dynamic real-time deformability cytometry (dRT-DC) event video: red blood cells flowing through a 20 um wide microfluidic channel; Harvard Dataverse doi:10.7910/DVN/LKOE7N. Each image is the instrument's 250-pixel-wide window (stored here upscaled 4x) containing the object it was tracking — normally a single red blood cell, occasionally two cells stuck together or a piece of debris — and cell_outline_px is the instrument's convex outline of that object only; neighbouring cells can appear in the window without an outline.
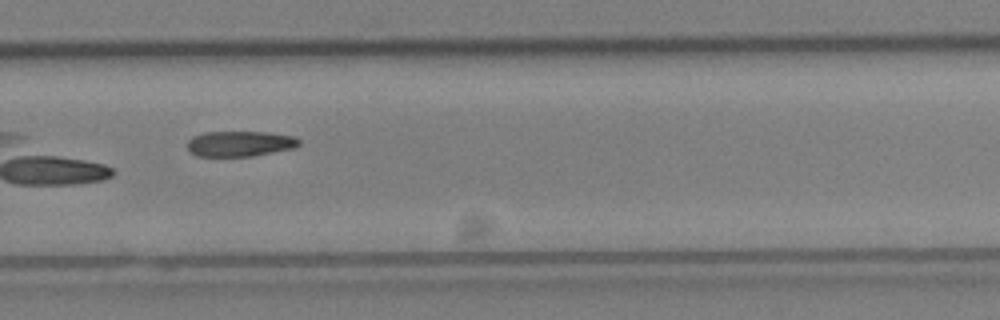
{"species": "Egyptian fruit bat (a non-hibernating species)", "species_latin": "Rousettus aegyptiacus", "temperature_condition": "cold", "stored_images_in_passage": 32, "camera_frame_rate_fps": 3000, "um_per_image_px": 0.085, "animal": {"sex": "female"}, "frame": {"image": 1, "passage_image": 23, "time_ms": 7.333, "image_size_px": [1000, 320], "cell_outline_px": [[300, 144], [296, 148], [252, 156], [196, 156], [188, 148], [188, 140], [192, 136], [204, 132], [268, 132], [292, 136], [300, 140]], "centroid_in_image_um": [20.41, 12.21], "position_along_channel_um": 309.4, "area_um2": 16.59}}